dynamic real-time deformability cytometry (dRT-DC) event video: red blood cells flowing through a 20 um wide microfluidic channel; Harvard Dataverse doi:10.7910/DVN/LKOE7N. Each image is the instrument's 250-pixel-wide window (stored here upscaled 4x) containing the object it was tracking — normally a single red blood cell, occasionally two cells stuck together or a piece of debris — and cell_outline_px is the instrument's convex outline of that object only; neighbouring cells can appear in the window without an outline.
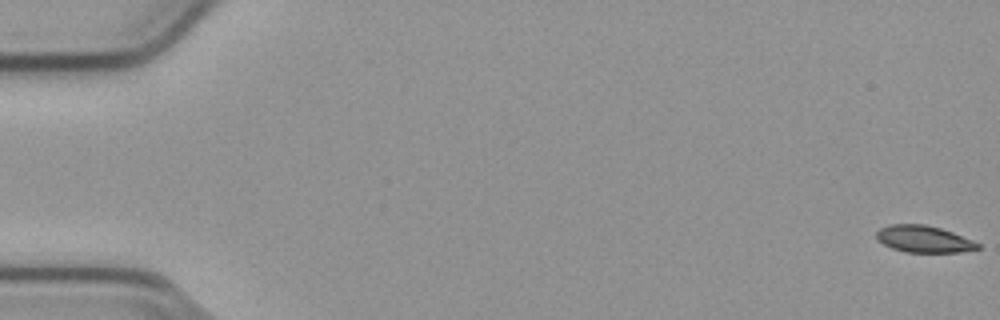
{"species": "common noctule bat (a hibernating species)", "species_latin": "Nyctalus noctula", "temperature_condition": "cold", "stored_images_in_passage": 15, "camera_frame_rate_fps": 3000, "um_per_image_px": 0.085, "animal": {"sex": "male", "body_mass_g": 23.1, "forearm_length_mm": 52.7}, "frame": {"image": 1, "passage_image": 1, "time_ms": 0.0, "image_size_px": [1000, 320], "cell_outline_px": [[980, 248], [960, 252], [904, 252], [892, 248], [884, 244], [876, 236], [876, 232], [880, 228], [888, 224], [924, 224], [940, 228], [952, 232], [972, 240], [980, 244]], "centroid_in_image_um": [78.51, 20.31], "position_along_channel_um": 6.5, "area_um2": 15.72}}
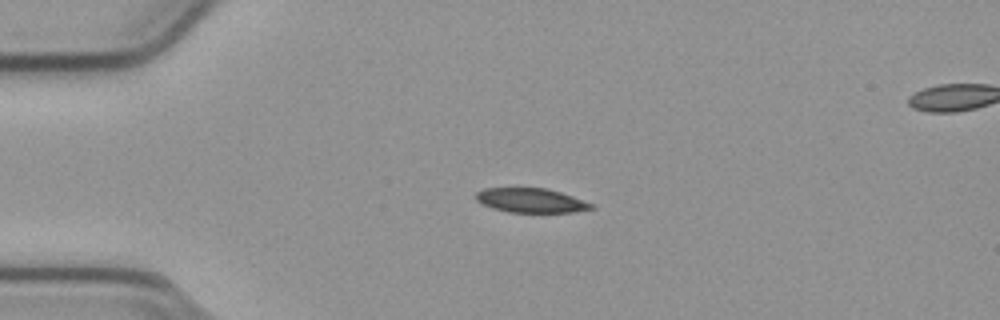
{"frame": {"image": 2, "passage_image": 14, "time_ms": 4.333, "image_size_px": [1000, 320], "cell_outline_px": [[596, 208], [572, 212], [508, 212], [492, 208], [476, 200], [476, 192], [484, 188], [548, 188], [572, 196], [592, 204]], "centroid_in_image_um": [45.12, 17.03], "position_along_channel_um": 39.9, "area_um2": 16.24}}